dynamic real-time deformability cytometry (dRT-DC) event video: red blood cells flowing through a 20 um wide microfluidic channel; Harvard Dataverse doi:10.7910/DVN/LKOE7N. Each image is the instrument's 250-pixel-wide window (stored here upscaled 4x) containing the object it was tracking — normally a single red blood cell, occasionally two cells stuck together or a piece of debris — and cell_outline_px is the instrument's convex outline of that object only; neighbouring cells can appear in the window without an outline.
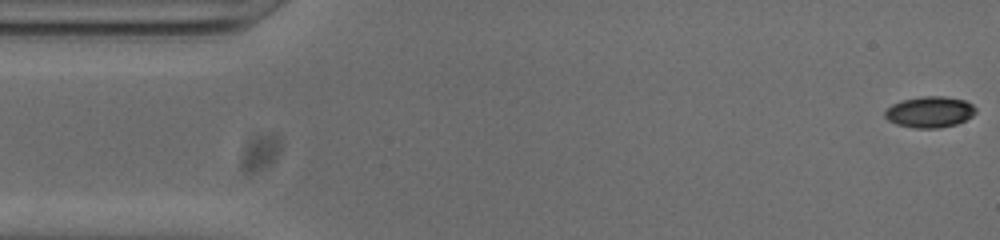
{"species": "common noctule bat (a hibernating species)", "species_latin": "Nyctalus noctula", "temperature_condition": "cold", "stored_images_in_passage": 50, "camera_frame_rate_fps": 3000, "um_per_image_px": 0.085, "animal": {"sex": "male", "body_mass_g": 20.0, "forearm_length_mm": 53.3}, "frame": {"image": 1, "passage_image": 1, "time_ms": 0.0, "image_size_px": [1000, 240], "cell_outline_px": [[976, 112], [972, 116], [956, 124], [940, 128], [916, 128], [896, 124], [888, 120], [884, 116], [884, 112], [892, 104], [900, 100], [920, 96], [944, 96], [964, 100], [972, 104], [976, 108]], "centroid_in_image_um": [79.01, 9.51], "position_along_channel_um": 6.0, "area_um2": 16.53}}
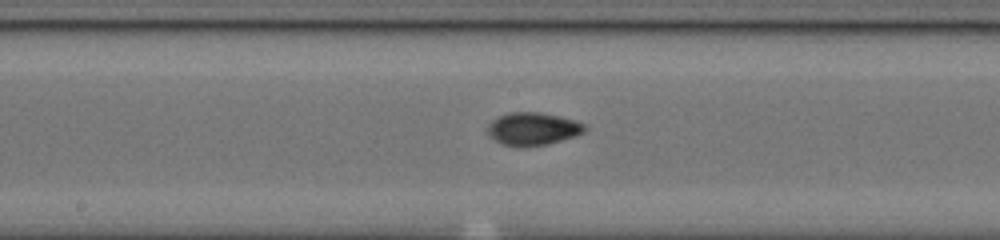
{"frame": {"image": 2, "passage_image": 26, "time_ms": 8.333, "image_size_px": [1000, 240], "cell_outline_px": [[588, 128], [584, 132], [576, 136], [548, 144], [524, 148], [500, 144], [488, 132], [488, 124], [492, 120], [508, 112], [540, 112], [560, 116], [584, 124]], "centroid_in_image_um": [45.3, 10.96], "position_along_channel_um": 202.9, "area_um2": 18.67}}
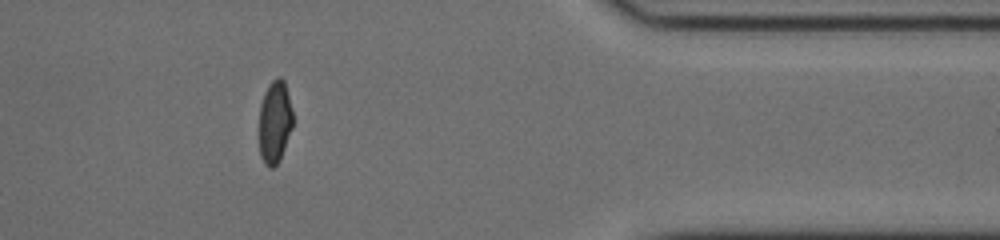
{"frame": {"image": 3, "passage_image": 43, "time_ms": 14.0, "image_size_px": [1000, 240], "cell_outline_px": [[292, 128], [280, 160], [272, 168], [268, 168], [264, 164], [260, 156], [260, 104], [264, 92], [268, 84], [276, 76], [280, 76], [284, 80], [292, 108]], "centroid_in_image_um": [23.36, 10.35], "position_along_channel_um": 388.0, "area_um2": 16.36}, "authors_computed_cell_mechanics": {"area_um2": 17.051, "velocity_mm_per_s": 3.7995, "shape_relaxation_time_tau1_ms": null, "shape_relaxation_time_tau2_ms": 1.8284, "deformation_change_tau1": null, "deformation_change_tau2": 0.044}}